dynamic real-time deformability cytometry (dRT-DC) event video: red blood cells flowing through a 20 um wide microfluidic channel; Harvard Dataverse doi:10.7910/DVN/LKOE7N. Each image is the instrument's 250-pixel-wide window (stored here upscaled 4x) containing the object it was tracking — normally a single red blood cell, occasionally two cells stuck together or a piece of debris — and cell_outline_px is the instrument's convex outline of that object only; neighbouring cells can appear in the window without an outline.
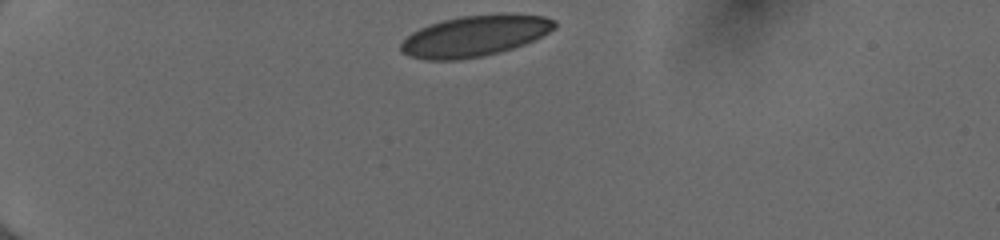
{"species": "human", "species_latin": "Homo sapiens", "temperature_condition": "cold", "stored_images_in_passage": 35, "camera_frame_rate_fps": 3000, "um_per_image_px": 0.085, "donor": {"sex": "female"}, "frame": {"image": 1, "passage_image": 1, "time_ms": 0.0, "image_size_px": [1000, 240], "cell_outline_px": [[556, 28], [524, 44], [500, 52], [460, 60], [424, 60], [408, 56], [400, 52], [400, 44], [412, 32], [428, 24], [460, 16], [504, 12], [512, 12], [544, 16], [556, 20]], "centroid_in_image_um": [40.36, 3.03], "position_along_channel_um": 44.6, "area_um2": 37.17}}
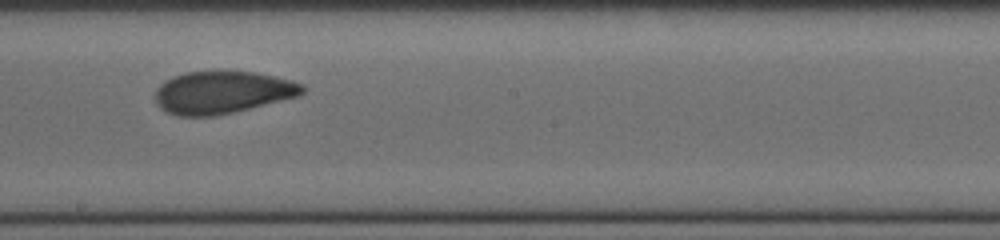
{"frame": {"image": 2, "passage_image": 19, "time_ms": 6.0, "image_size_px": [1000, 240], "cell_outline_px": [[304, 92], [300, 96], [232, 112], [212, 116], [176, 116], [160, 108], [156, 104], [156, 88], [160, 84], [172, 76], [184, 72], [216, 68], [256, 72], [276, 76], [292, 80], [304, 84]], "centroid_in_image_um": [18.9, 7.8], "position_along_channel_um": 229.3, "area_um2": 37.4}}
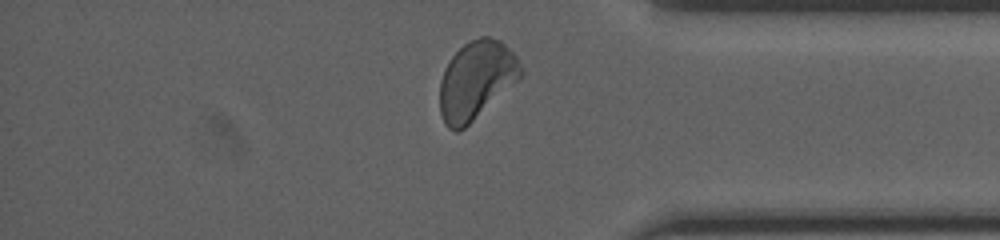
{"frame": {"image": 3, "passage_image": 32, "time_ms": 10.333, "image_size_px": [1000, 240], "cell_outline_px": [[524, 76], [464, 128], [456, 132], [448, 128], [444, 124], [440, 112], [440, 80], [444, 68], [452, 56], [464, 44], [480, 36], [488, 36], [500, 40], [516, 56], [524, 68]], "centroid_in_image_um": [40.5, 6.81], "position_along_channel_um": 394.7, "area_um2": 37.11}, "authors_computed_cell_mechanics": {"area_um2": 36.992, "velocity_mm_per_s": 4.0176, "shape_relaxation_time_tau1_ms": 4.9096, "shape_relaxation_time_tau2_ms": 1.1116, "deformation_change_tau1": 0.1422, "deformation_change_tau2": 0.0559}}